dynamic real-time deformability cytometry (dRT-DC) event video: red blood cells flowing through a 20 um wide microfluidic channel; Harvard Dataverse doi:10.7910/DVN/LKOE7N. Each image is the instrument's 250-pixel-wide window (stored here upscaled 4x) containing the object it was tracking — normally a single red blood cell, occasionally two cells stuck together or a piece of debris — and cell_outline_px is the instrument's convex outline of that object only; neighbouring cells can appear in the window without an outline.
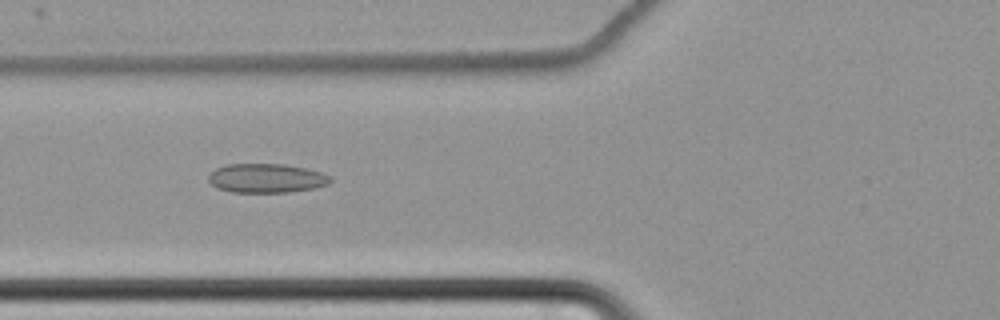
{"species": "common noctule bat (a hibernating species)", "species_latin": "Nyctalus noctula", "temperature_condition": "cold", "stored_images_in_passage": 62, "camera_frame_rate_fps": 3000, "um_per_image_px": 0.085, "animal": {"sex": "female", "body_mass_g": 22.7, "forearm_length_mm": 54.2}, "frame": {"image": 1, "passage_image": 26, "time_ms": 8.333, "image_size_px": [1000, 320], "cell_outline_px": [[332, 180], [328, 184], [312, 188], [288, 192], [232, 192], [216, 188], [208, 180], [208, 176], [216, 168], [224, 164], [284, 164], [304, 168], [320, 172], [332, 176]], "centroid_in_image_um": [22.62, 15.14], "position_along_channel_um": 103.2, "area_um2": 20.63}}
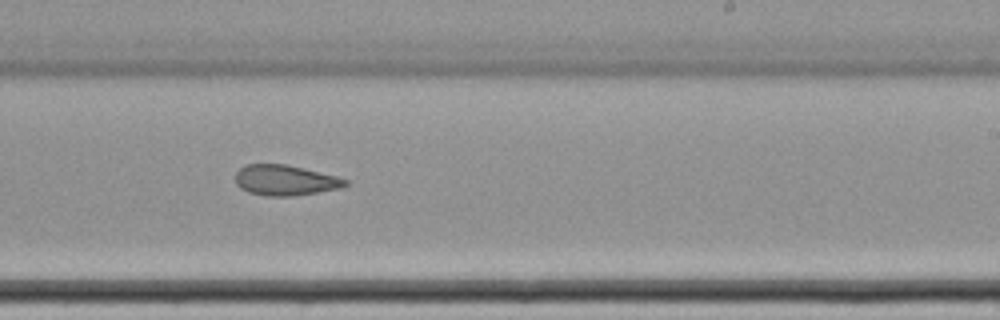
{"frame": {"image": 2, "passage_image": 40, "time_ms": 13.0, "image_size_px": [1000, 320], "cell_outline_px": [[348, 184], [340, 188], [292, 196], [268, 196], [248, 192], [240, 188], [236, 184], [236, 172], [244, 164], [284, 164], [304, 168], [336, 176], [348, 180]], "centroid_in_image_um": [24.21, 15.31], "position_along_channel_um": 264.8, "area_um2": 19.42}}
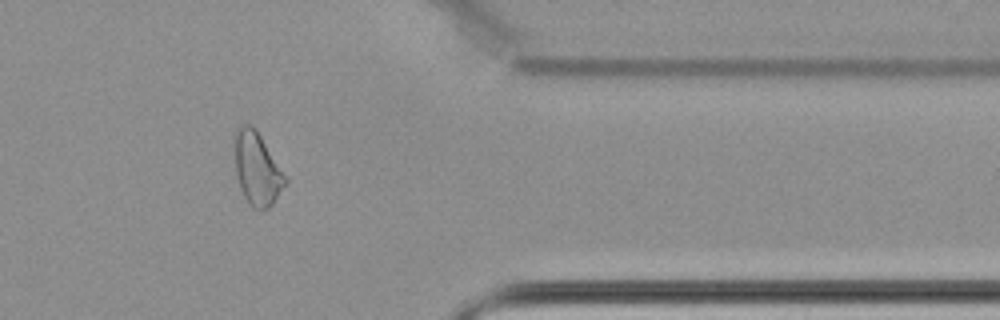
{"frame": {"image": 3, "passage_image": 52, "time_ms": 17.0, "image_size_px": [1000, 320], "cell_outline_px": [[288, 184], [272, 204], [264, 212], [252, 208], [248, 204], [240, 188], [236, 176], [236, 132], [240, 124], [248, 124], [256, 128], [288, 180]], "centroid_in_image_um": [21.88, 14.41], "position_along_channel_um": 389.5, "area_um2": 21.44}, "authors_computed_cell_mechanics": {"area_um2": 22.4264, "velocity_mm_per_s": 3.4573, "shape_relaxation_time_tau1_ms": null, "shape_relaxation_time_tau2_ms": 3.5952, "deformation_change_tau1": null, "deformation_change_tau2": 0.0913}}